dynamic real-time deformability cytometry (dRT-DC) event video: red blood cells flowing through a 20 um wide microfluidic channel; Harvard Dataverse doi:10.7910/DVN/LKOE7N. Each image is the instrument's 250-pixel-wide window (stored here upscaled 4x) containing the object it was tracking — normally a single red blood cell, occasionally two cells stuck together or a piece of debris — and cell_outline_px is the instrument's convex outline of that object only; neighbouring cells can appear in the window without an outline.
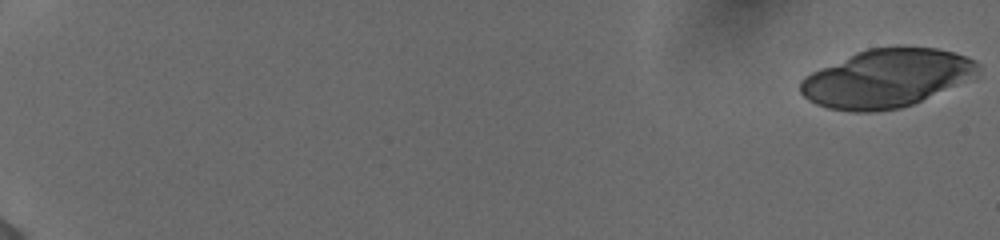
{"species": "human", "species_latin": "Homo sapiens", "temperature_condition": "cold", "stored_images_in_passage": 22, "camera_frame_rate_fps": 3000, "um_per_image_px": 0.085, "donor": {"sex": "female"}, "frame": {"image": 1, "passage_image": 1, "time_ms": 0.0, "image_size_px": [1000, 240], "cell_outline_px": [[980, 64], [976, 72], [912, 104], [900, 108], [872, 112], [852, 112], [828, 108], [816, 104], [808, 100], [800, 92], [800, 80], [804, 76], [820, 68], [856, 52], [868, 48], [936, 48], [952, 52], [976, 60]], "centroid_in_image_um": [75.22, 6.66], "position_along_channel_um": 9.8, "area_um2": 58.61}}